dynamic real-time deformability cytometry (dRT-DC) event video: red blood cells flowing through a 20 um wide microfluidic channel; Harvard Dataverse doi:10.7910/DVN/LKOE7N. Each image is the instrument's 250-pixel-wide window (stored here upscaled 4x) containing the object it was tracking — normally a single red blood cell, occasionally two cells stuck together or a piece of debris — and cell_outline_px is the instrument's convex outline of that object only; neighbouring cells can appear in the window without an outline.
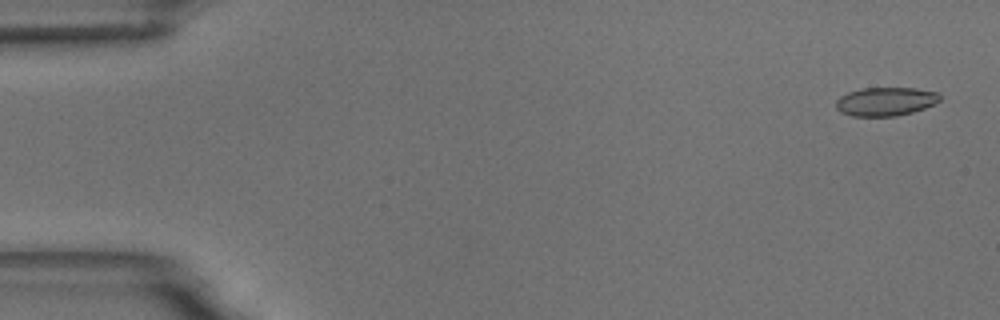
{"species": "common noctule bat (a hibernating species)", "species_latin": "Nyctalus noctula", "temperature_condition": "room temperature", "stored_images_in_passage": 55, "camera_frame_rate_fps": 3000, "um_per_image_px": 0.085, "animal": {"sex": "male", "body_mass_g": 18.8}, "frame": {"image": 1, "passage_image": 2, "time_ms": 0.333, "image_size_px": [1000, 320], "cell_outline_px": [[940, 100], [924, 108], [912, 112], [896, 116], [852, 116], [840, 112], [836, 108], [836, 100], [840, 96], [848, 92], [860, 88], [916, 88], [936, 92], [940, 96]], "centroid_in_image_um": [75.23, 8.62], "position_along_channel_um": 9.8, "area_um2": 17.28}}
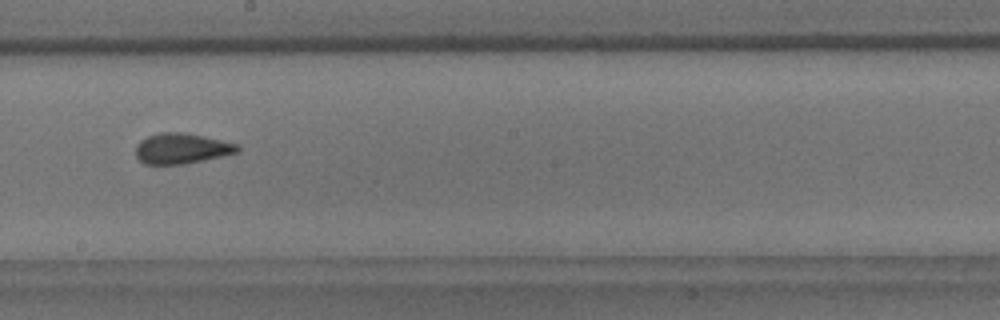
{"frame": {"image": 2, "passage_image": 31, "time_ms": 10.0, "image_size_px": [1000, 320], "cell_outline_px": [[240, 152], [204, 160], [184, 164], [144, 164], [136, 156], [136, 144], [140, 140], [148, 136], [160, 132], [184, 132], [220, 140], [236, 144], [240, 148]], "centroid_in_image_um": [15.41, 12.62], "position_along_channel_um": 232.8, "area_um2": 18.03}}
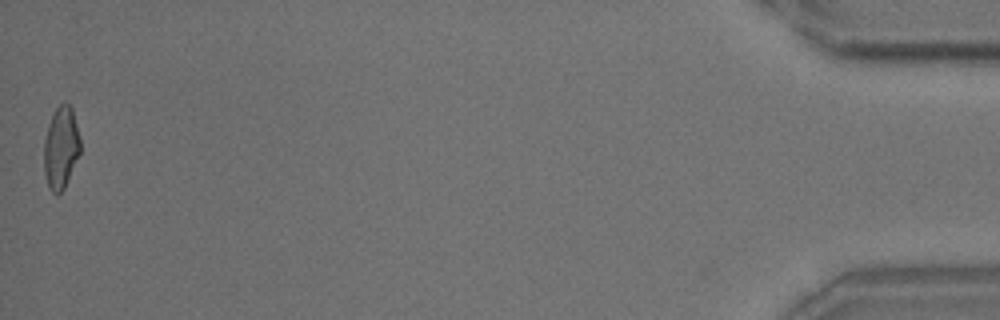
{"frame": {"image": 3, "passage_image": 55, "time_ms": 18.0, "image_size_px": [1000, 320], "cell_outline_px": [[80, 152], [64, 188], [56, 196], [48, 188], [44, 172], [44, 140], [48, 124], [56, 108], [64, 100], [72, 108], [80, 136]], "centroid_in_image_um": [5.17, 12.55], "position_along_channel_um": 430.0, "area_um2": 17.46}, "authors_computed_cell_mechanics": {"area_um2": 17.8602, "velocity_mm_per_s": 3.6563, "shape_relaxation_time_tau1_ms": 7.9534, "shape_relaxation_time_tau2_ms": 1.6878, "deformation_change_tau1": 0.1853, "deformation_change_tau2": 0.0959}}